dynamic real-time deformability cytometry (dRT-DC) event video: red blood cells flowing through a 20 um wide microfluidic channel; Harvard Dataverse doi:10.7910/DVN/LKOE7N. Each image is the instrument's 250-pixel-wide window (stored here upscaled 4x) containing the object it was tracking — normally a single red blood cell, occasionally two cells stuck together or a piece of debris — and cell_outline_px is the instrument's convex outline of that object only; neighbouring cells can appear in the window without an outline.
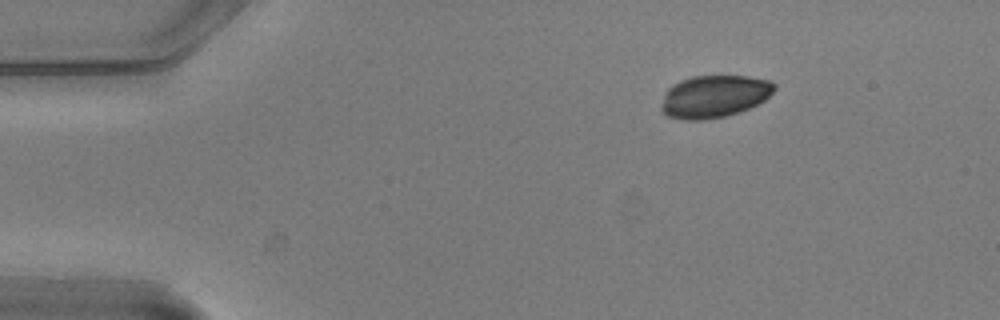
{"species": "common noctule bat (a hibernating species)", "species_latin": "Nyctalus noctula", "temperature_condition": "warm", "stored_images_in_passage": 47, "camera_frame_rate_fps": 3000, "um_per_image_px": 0.085, "animal": {"sex": "male", "body_mass_g": 20.5, "forearm_length_mm": 52.5}, "frame": {"image": 1, "passage_image": 1, "time_ms": 0.0, "image_size_px": [1000, 320], "cell_outline_px": [[776, 88], [764, 100], [748, 108], [724, 116], [704, 120], [684, 120], [668, 116], [660, 108], [664, 92], [672, 84], [680, 80], [692, 76], [748, 76], [768, 80], [776, 84]], "centroid_in_image_um": [60.67, 8.18], "position_along_channel_um": 24.3, "area_um2": 27.86}}
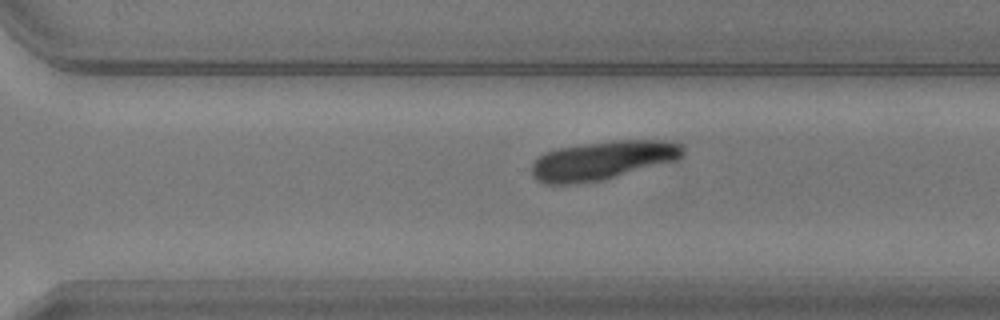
{"frame": {"image": 2, "passage_image": 31, "time_ms": 10.0, "image_size_px": [1000, 320], "cell_outline_px": [[684, 156], [676, 160], [616, 176], [600, 180], [568, 184], [544, 184], [536, 180], [532, 176], [532, 164], [544, 152], [556, 148], [612, 140], [668, 140], [684, 144]], "centroid_in_image_um": [51.23, 13.61], "position_along_channel_um": 319.4, "area_um2": 34.16}}
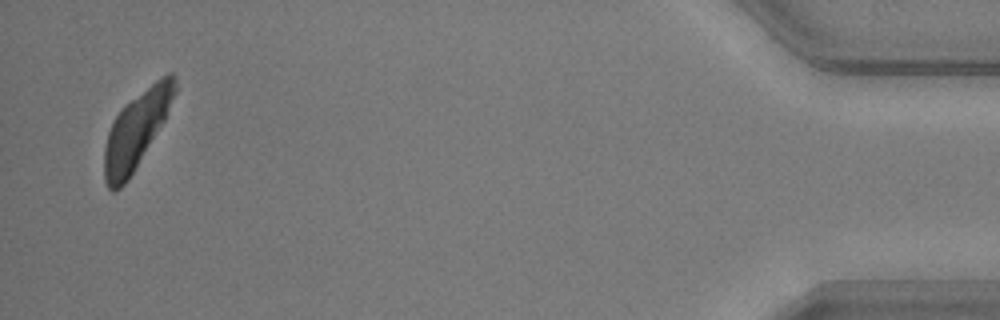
{"frame": {"image": 3, "passage_image": 46, "time_ms": 15.0, "image_size_px": [1000, 320], "cell_outline_px": [[176, 92], [164, 120], [128, 180], [120, 188], [112, 192], [108, 188], [104, 180], [104, 148], [108, 132], [116, 116], [132, 100], [160, 76], [168, 72], [172, 72], [176, 76]], "centroid_in_image_um": [11.59, 11.05], "position_along_channel_um": 423.6, "area_um2": 30.63}}